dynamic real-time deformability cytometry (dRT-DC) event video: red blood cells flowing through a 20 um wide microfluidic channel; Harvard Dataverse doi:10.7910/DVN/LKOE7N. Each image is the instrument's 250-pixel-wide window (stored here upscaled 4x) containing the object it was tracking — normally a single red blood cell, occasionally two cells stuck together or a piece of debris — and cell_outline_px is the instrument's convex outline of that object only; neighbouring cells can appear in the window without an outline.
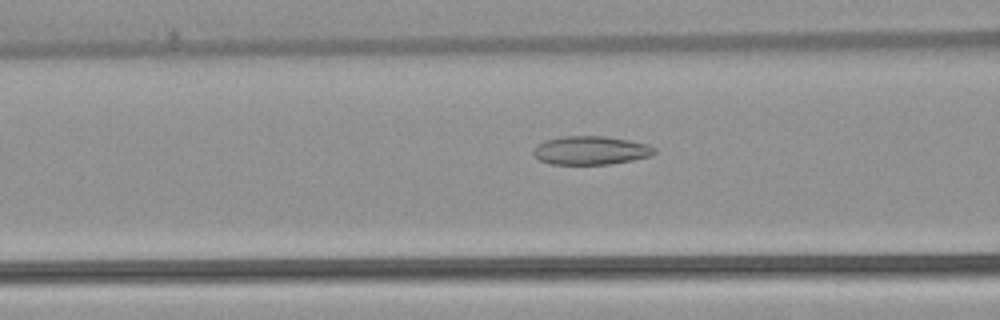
{"species": "common noctule bat (a hibernating species)", "species_latin": "Nyctalus noctula", "temperature_condition": "warm", "stored_images_in_passage": 49, "camera_frame_rate_fps": 3000, "um_per_image_px": 0.085, "animal": {"sex": "female", "body_mass_g": 22.7, "forearm_length_mm": 54.2}, "frame": {"image": 1, "passage_image": 17, "time_ms": 5.333, "image_size_px": [1000, 320], "cell_outline_px": [[656, 152], [652, 156], [632, 160], [608, 164], [552, 164], [540, 160], [532, 152], [532, 148], [536, 144], [544, 140], [560, 136], [604, 136], [628, 140], [648, 144], [656, 148]], "centroid_in_image_um": [50.2, 12.77], "position_along_channel_um": 116.4, "area_um2": 20.29}}
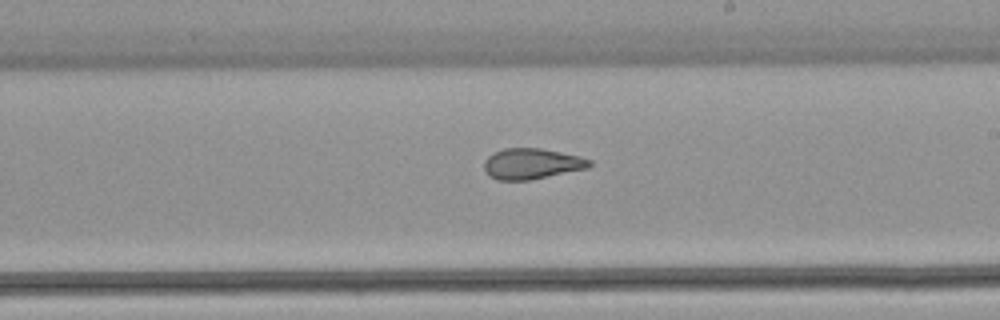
{"frame": {"image": 2, "passage_image": 27, "time_ms": 8.667, "image_size_px": [1000, 320], "cell_outline_px": [[592, 164], [588, 168], [528, 180], [496, 180], [488, 176], [484, 168], [484, 160], [492, 152], [504, 148], [540, 148], [580, 156], [592, 160]], "centroid_in_image_um": [45.17, 13.91], "position_along_channel_um": 243.8, "area_um2": 18.96}}
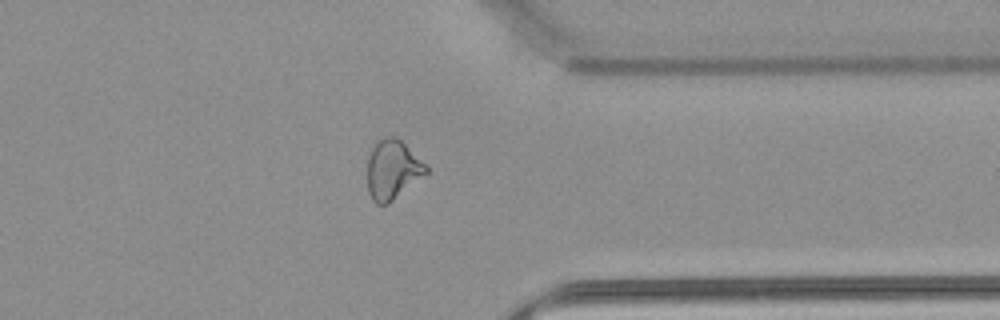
{"frame": {"image": 3, "passage_image": 38, "time_ms": 12.333, "image_size_px": [1000, 320], "cell_outline_px": [[428, 172], [388, 204], [376, 204], [372, 200], [368, 192], [368, 156], [376, 140], [384, 136], [396, 136], [428, 168]], "centroid_in_image_um": [33.32, 14.42], "position_along_channel_um": 378.1, "area_um2": 20.06}, "authors_computed_cell_mechanics": {"area_um2": 21.964, "velocity_mm_per_s": 3.8259, "shape_relaxation_time_tau1_ms": null, "shape_relaxation_time_tau2_ms": 2.1397, "deformation_change_tau1": null, "deformation_change_tau2": 0.0907}}